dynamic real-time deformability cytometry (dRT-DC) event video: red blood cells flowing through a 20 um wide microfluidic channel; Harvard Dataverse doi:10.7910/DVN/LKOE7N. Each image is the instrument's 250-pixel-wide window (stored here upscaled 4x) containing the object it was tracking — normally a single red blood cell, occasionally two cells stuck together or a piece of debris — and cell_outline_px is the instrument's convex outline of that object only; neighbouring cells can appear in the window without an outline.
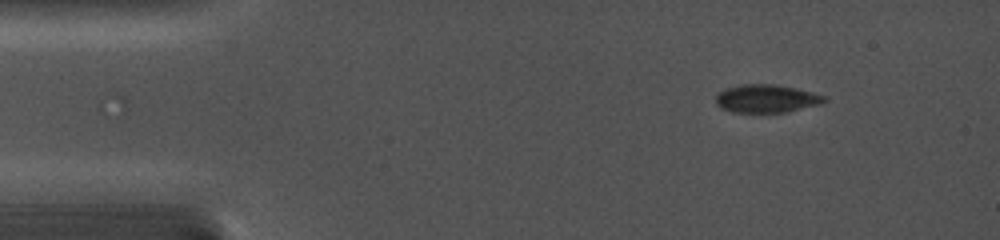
{"species": "common noctule bat (a hibernating species)", "species_latin": "Nyctalus noctula", "temperature_condition": "cold", "stored_images_in_passage": 3, "camera_frame_rate_fps": 5000, "um_per_image_px": 0.085, "animal": {"sex": "female", "body_mass_g": 19.0, "forearm_length_mm": 56.7}, "frame": {"image": 1, "passage_image": 1, "time_ms": 0.0, "image_size_px": [1000, 240], "cell_outline_px": [[828, 100], [820, 104], [784, 112], [736, 112], [720, 108], [716, 104], [716, 96], [724, 88], [740, 84], [772, 84], [796, 88], [812, 92], [824, 96]], "centroid_in_image_um": [65.12, 8.37], "position_along_channel_um": 19.9, "area_um2": 17.63}}